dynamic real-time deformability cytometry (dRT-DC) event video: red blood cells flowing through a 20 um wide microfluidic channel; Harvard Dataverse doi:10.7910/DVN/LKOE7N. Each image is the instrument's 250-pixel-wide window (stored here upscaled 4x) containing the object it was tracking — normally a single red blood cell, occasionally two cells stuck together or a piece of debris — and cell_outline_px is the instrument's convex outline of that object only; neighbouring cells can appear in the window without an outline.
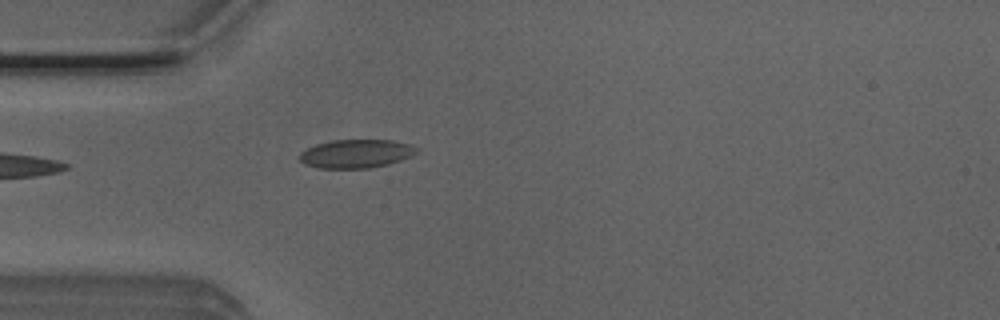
{"species": "Egyptian fruit bat (a non-hibernating species)", "species_latin": "Rousettus aegyptiacus", "temperature_condition": "room temperature", "stored_images_in_passage": 2, "camera_frame_rate_fps": 3000, "um_per_image_px": 0.085, "animal": {"sex": "male"}, "frame": {"image": 1, "passage_image": 2, "time_ms": 0.333, "image_size_px": [1000, 320], "cell_outline_px": [[420, 148], [416, 152], [400, 160], [388, 164], [368, 168], [320, 168], [304, 164], [300, 160], [300, 152], [316, 144], [332, 140], [392, 140], [408, 144]], "centroid_in_image_um": [30.24, 13.06], "position_along_channel_um": 54.8, "area_um2": 19.25}}